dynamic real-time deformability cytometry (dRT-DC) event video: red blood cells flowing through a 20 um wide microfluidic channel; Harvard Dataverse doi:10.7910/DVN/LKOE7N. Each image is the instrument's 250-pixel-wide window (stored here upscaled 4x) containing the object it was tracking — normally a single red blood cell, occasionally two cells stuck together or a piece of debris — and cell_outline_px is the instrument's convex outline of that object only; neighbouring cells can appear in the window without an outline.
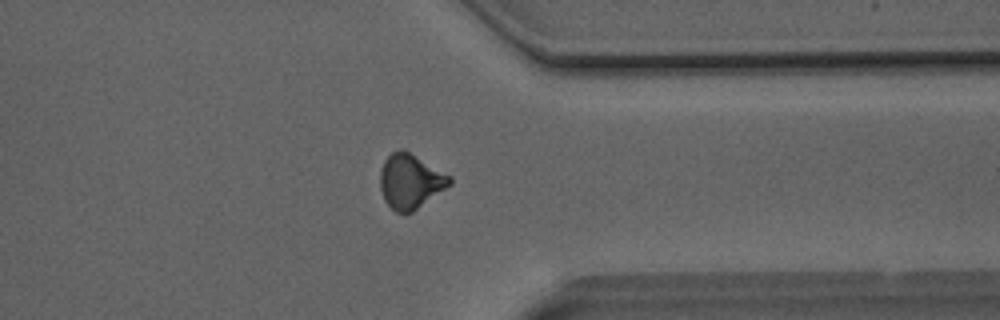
{"species": "Egyptian fruit bat (a non-hibernating species)", "species_latin": "Rousettus aegyptiacus", "temperature_condition": "room temperature", "stored_images_in_passage": 26, "camera_frame_rate_fps": 3000, "um_per_image_px": 0.085, "animal": {"sex": "male"}, "frame": {"image": 1, "passage_image": 25, "time_ms": 8.0, "image_size_px": [1000, 320], "cell_outline_px": [[452, 184], [412, 212], [396, 212], [384, 200], [380, 188], [380, 172], [384, 160], [392, 152], [400, 148], [404, 148], [452, 176]], "centroid_in_image_um": [34.89, 15.38], "position_along_channel_um": 376.5, "area_um2": 22.25}}